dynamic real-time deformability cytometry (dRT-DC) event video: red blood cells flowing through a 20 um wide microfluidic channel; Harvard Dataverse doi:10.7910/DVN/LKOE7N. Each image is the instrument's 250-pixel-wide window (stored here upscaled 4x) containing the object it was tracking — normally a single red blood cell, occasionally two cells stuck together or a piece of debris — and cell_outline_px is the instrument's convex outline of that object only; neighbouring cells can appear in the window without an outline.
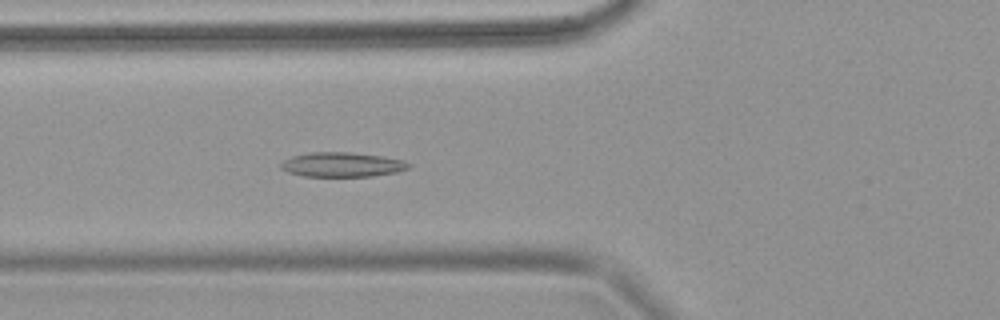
{"species": "common noctule bat (a hibernating species)", "species_latin": "Nyctalus noctula", "temperature_condition": "warm", "stored_images_in_passage": 3, "camera_frame_rate_fps": 3000, "um_per_image_px": 0.085, "animal": {"sex": "female", "body_mass_g": 18.4}, "frame": {"image": 1, "passage_image": 3, "time_ms": 0.667, "image_size_px": [1000, 320], "cell_outline_px": [[412, 164], [408, 168], [396, 172], [372, 176], [304, 176], [288, 172], [280, 168], [280, 164], [284, 160], [292, 156], [312, 152], [348, 152], [380, 156], [400, 160]], "centroid_in_image_um": [29.04, 13.99], "position_along_channel_um": 96.8, "area_um2": 18.03}}